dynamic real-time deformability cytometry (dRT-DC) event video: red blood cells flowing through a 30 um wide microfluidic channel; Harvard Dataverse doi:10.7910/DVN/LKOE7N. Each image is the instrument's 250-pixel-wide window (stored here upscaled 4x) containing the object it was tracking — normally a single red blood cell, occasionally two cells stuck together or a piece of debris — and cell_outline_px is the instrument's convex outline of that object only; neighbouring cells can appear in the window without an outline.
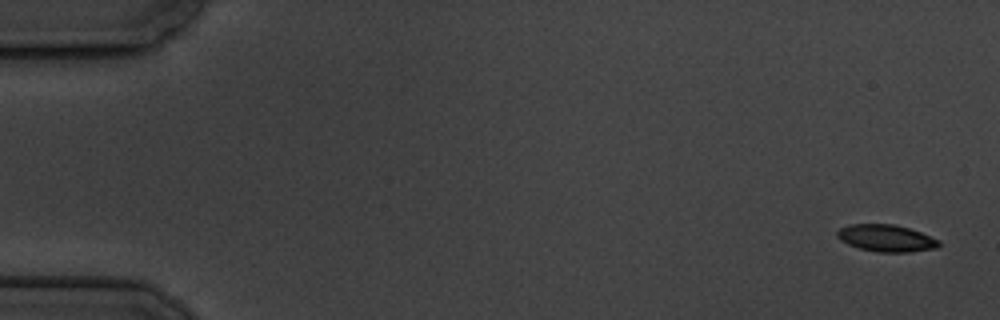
{"species": "common noctule bat (a hibernating species)", "species_latin": "Nyctalus noctula", "temperature_condition": "cold", "stored_images_in_passage": 4, "camera_frame_rate_fps": 3000, "um_per_image_px": 0.085, "animal": {"sex": "male", "body_mass_g": 19.5, "forearm_length_mm": 54.6}, "frame": {"image": 1, "passage_image": 1, "time_ms": 0.0, "image_size_px": [1000, 320], "cell_outline_px": [[940, 244], [936, 248], [908, 252], [876, 252], [860, 248], [848, 244], [840, 240], [836, 236], [836, 232], [840, 228], [848, 224], [892, 224], [908, 228], [920, 232], [940, 240]], "centroid_in_image_um": [75.3, 20.24], "position_along_channel_um": 9.7, "area_um2": 15.95}}